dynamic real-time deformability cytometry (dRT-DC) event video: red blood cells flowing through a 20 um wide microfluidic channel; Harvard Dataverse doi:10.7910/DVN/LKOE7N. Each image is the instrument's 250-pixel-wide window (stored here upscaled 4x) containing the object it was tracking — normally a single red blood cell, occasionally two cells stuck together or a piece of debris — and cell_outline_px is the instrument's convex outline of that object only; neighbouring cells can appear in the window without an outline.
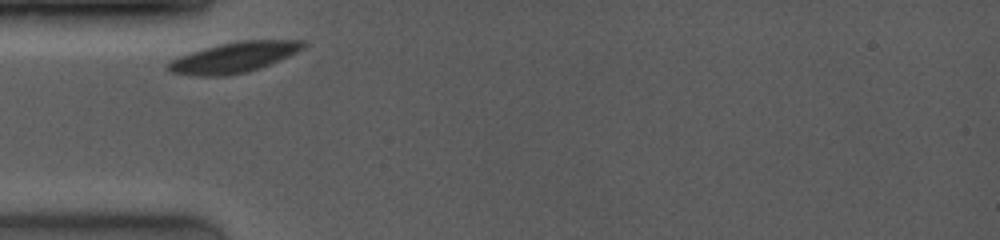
{"species": "common noctule bat (a hibernating species)", "species_latin": "Nyctalus noctula", "temperature_condition": "room temperature", "stored_images_in_passage": 31, "camera_frame_rate_fps": 4000, "um_per_image_px": 0.085, "animal": {"sex": "female", "body_mass_g": 19.0, "forearm_length_mm": 53.3}, "frame": {"image": 1, "passage_image": 1, "time_ms": 0.0, "image_size_px": [1000, 240], "cell_outline_px": [[308, 44], [304, 48], [288, 56], [260, 68], [248, 72], [228, 76], [196, 76], [172, 72], [164, 68], [172, 60], [180, 56], [204, 48], [220, 44], [240, 40], [304, 40]], "centroid_in_image_um": [19.91, 4.88], "position_along_channel_um": 65.1, "area_um2": 23.93}}
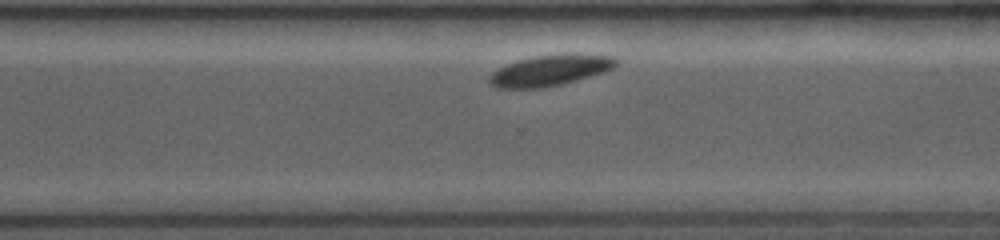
{"frame": {"image": 2, "passage_image": 24, "time_ms": 7.0, "image_size_px": [1000, 240], "cell_outline_px": [[620, 64], [604, 72], [576, 80], [560, 84], [540, 88], [496, 88], [488, 84], [488, 76], [492, 72], [508, 64], [520, 60], [536, 56], [612, 56], [620, 60]], "centroid_in_image_um": [46.7, 6.03], "position_along_channel_um": 323.9, "area_um2": 21.91}}
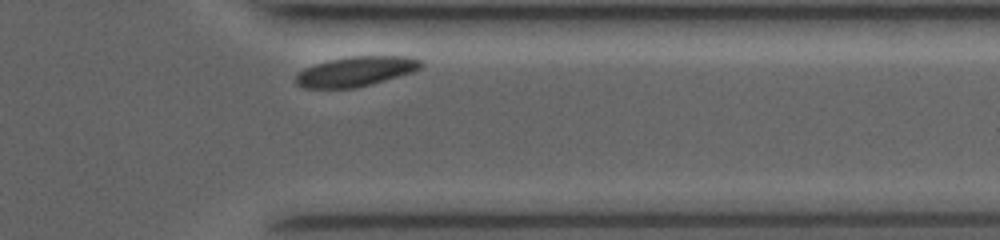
{"frame": {"image": 3, "passage_image": 29, "time_ms": 8.5, "image_size_px": [1000, 240], "cell_outline_px": [[424, 64], [420, 68], [412, 72], [372, 84], [356, 88], [304, 88], [296, 84], [296, 76], [304, 68], [328, 60], [348, 56], [408, 56], [420, 60]], "centroid_in_image_um": [30.25, 6.07], "position_along_channel_um": 381.2, "area_um2": 21.73}, "authors_computed_cell_mechanics": {"area_um2": 23.3512, "velocity_mm_per_s": 3.7078, "shape_relaxation_time_tau1_ms": 0.6044, "shape_relaxation_time_tau2_ms": null, "deformation_change_tau1": 0.0341, "deformation_change_tau2": null}}